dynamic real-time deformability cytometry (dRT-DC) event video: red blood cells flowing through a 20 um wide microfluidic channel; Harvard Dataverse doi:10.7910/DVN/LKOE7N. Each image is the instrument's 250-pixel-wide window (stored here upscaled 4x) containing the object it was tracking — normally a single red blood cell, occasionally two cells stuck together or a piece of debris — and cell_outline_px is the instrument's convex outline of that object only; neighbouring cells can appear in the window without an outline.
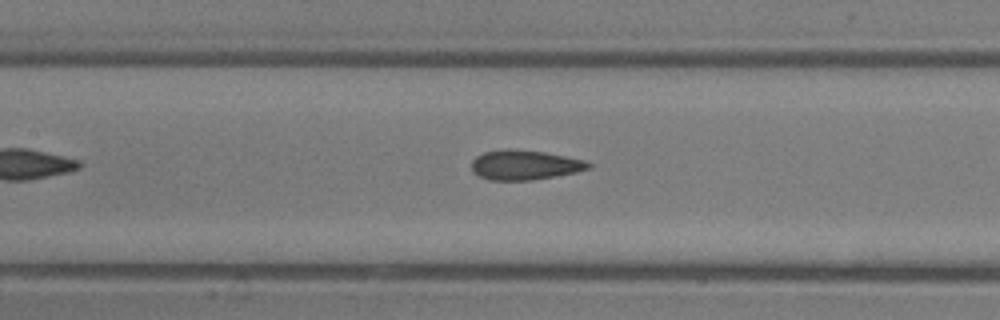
{"species": "common noctule bat (a hibernating species)", "species_latin": "Nyctalus noctula", "temperature_condition": "room temperature", "stored_images_in_passage": 26, "camera_frame_rate_fps": 3000, "um_per_image_px": 0.085, "animal": {"sex": "male", "body_mass_g": 13.3}, "frame": {"image": 1, "passage_image": 12, "time_ms": 3.667, "image_size_px": [1000, 320], "cell_outline_px": [[592, 168], [576, 172], [532, 180], [488, 180], [472, 172], [472, 160], [476, 156], [484, 152], [504, 148], [508, 148], [544, 152], [584, 160], [592, 164]], "centroid_in_image_um": [44.58, 14.02], "position_along_channel_um": 162.8, "area_um2": 20.29}}
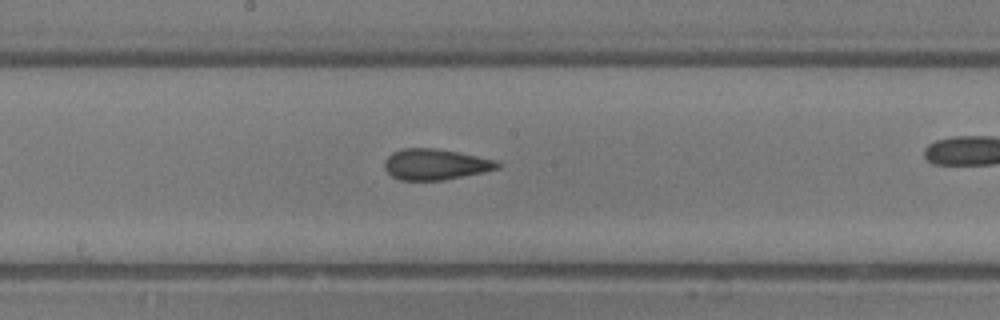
{"frame": {"image": 2, "passage_image": 15, "time_ms": 4.667, "image_size_px": [1000, 320], "cell_outline_px": [[500, 168], [484, 172], [444, 180], [400, 180], [392, 176], [384, 168], [384, 160], [392, 152], [404, 148], [436, 148], [496, 160], [500, 164]], "centroid_in_image_um": [36.99, 13.97], "position_along_channel_um": 211.2, "area_um2": 20.29}}